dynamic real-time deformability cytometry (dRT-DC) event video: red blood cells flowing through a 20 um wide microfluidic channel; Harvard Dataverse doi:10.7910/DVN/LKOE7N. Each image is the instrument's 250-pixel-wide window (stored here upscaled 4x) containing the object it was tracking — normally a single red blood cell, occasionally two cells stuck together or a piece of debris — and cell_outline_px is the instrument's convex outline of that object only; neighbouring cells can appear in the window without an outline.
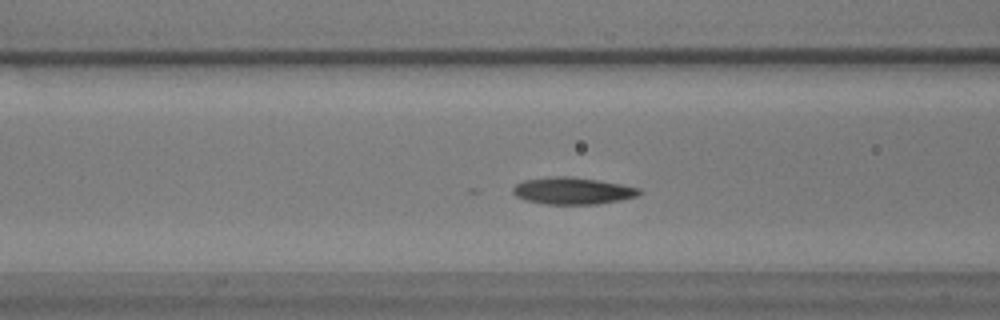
{"species": "common noctule bat (a hibernating species)", "species_latin": "Nyctalus noctula", "temperature_condition": "warm", "stored_images_in_passage": 51, "camera_frame_rate_fps": 3000, "um_per_image_px": 0.085, "animal": {"sex": "male", "body_mass_g": 17.9}, "frame": {"image": 1, "passage_image": 16, "time_ms": 5.0, "image_size_px": [1000, 320], "cell_outline_px": [[644, 192], [636, 196], [620, 200], [596, 204], [548, 204], [524, 200], [516, 196], [512, 192], [512, 188], [516, 184], [524, 180], [548, 176], [568, 176], [596, 180], [620, 184], [640, 188]], "centroid_in_image_um": [48.65, 16.21], "position_along_channel_um": 117.9, "area_um2": 19.83}}
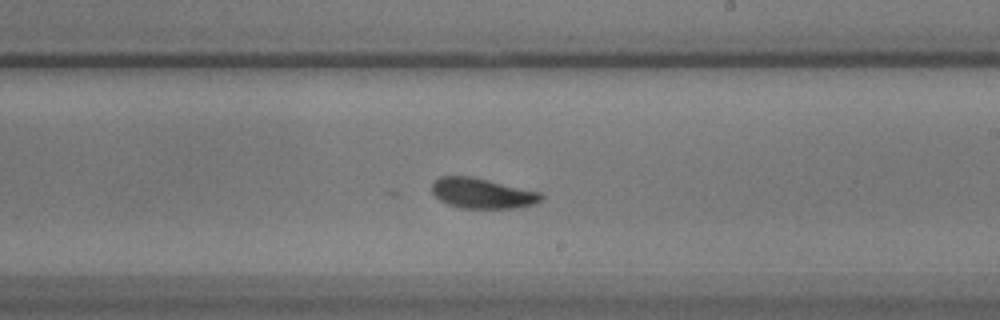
{"frame": {"image": 2, "passage_image": 27, "time_ms": 8.667, "image_size_px": [1000, 320], "cell_outline_px": [[544, 196], [536, 204], [516, 208], [460, 208], [448, 204], [440, 200], [432, 192], [432, 180], [440, 176], [472, 176], [540, 192]], "centroid_in_image_um": [40.97, 16.42], "position_along_channel_um": 248.0, "area_um2": 19.36}}
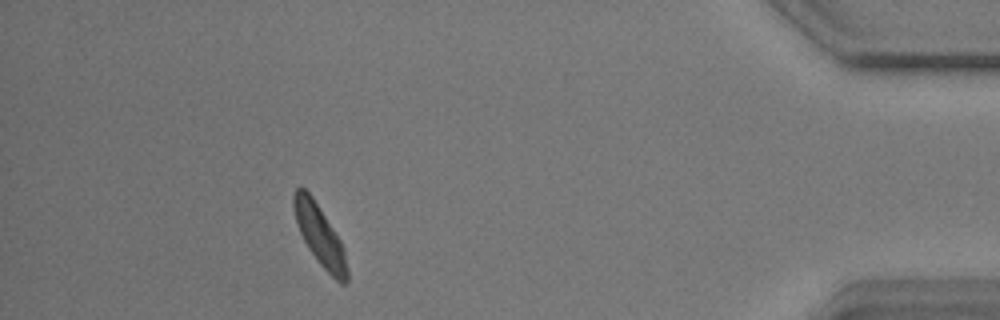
{"frame": {"image": 3, "passage_image": 45, "time_ms": 14.667, "image_size_px": [1000, 320], "cell_outline_px": [[348, 280], [344, 284], [340, 284], [320, 264], [308, 248], [300, 232], [296, 220], [292, 204], [292, 192], [300, 184], [312, 196], [340, 240], [344, 248], [348, 268]], "centroid_in_image_um": [27.17, 19.99], "position_along_channel_um": 408.0, "area_um2": 18.73}, "authors_computed_cell_mechanics": {"area_um2": 19.363, "velocity_mm_per_s": 3.5484, "shape_relaxation_time_tau1_ms": 2.2919, "shape_relaxation_time_tau2_ms": 2.6223, "deformation_change_tau1": 0.0971, "deformation_change_tau2": 0.0792}}